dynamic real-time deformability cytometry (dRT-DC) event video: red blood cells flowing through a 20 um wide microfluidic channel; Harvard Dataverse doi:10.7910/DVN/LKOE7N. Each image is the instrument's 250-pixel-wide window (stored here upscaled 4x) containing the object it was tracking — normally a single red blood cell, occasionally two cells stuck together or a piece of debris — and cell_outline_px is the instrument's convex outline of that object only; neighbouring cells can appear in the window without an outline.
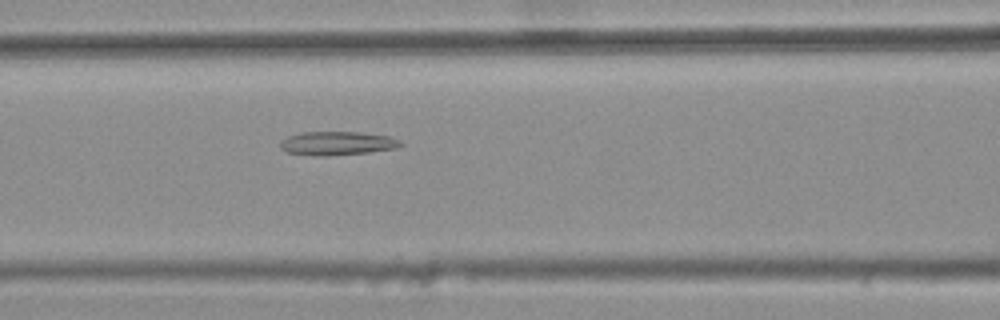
{"species": "common noctule bat (a hibernating species)", "species_latin": "Nyctalus noctula", "temperature_condition": "warm", "stored_images_in_passage": 32, "camera_frame_rate_fps": 3000, "um_per_image_px": 0.085, "animal": {"sex": "female", "body_mass_g": 25.1}, "frame": {"image": 1, "passage_image": 6, "time_ms": 1.667, "image_size_px": [1000, 320], "cell_outline_px": [[404, 144], [396, 148], [368, 152], [324, 156], [316, 156], [288, 152], [280, 148], [280, 140], [288, 136], [300, 132], [360, 132], [388, 136], [400, 140]], "centroid_in_image_um": [28.64, 12.17], "position_along_channel_um": 138.0, "area_um2": 16.59}}
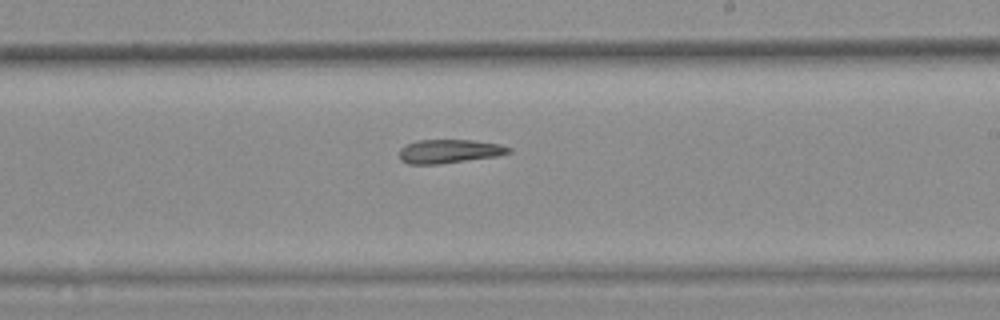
{"frame": {"image": 2, "passage_image": 15, "time_ms": 4.667, "image_size_px": [1000, 320], "cell_outline_px": [[512, 152], [496, 156], [440, 164], [408, 164], [400, 160], [400, 148], [404, 144], [416, 140], [476, 140], [500, 144], [512, 148]], "centroid_in_image_um": [38.17, 12.85], "position_along_channel_um": 250.8, "area_um2": 15.32}}
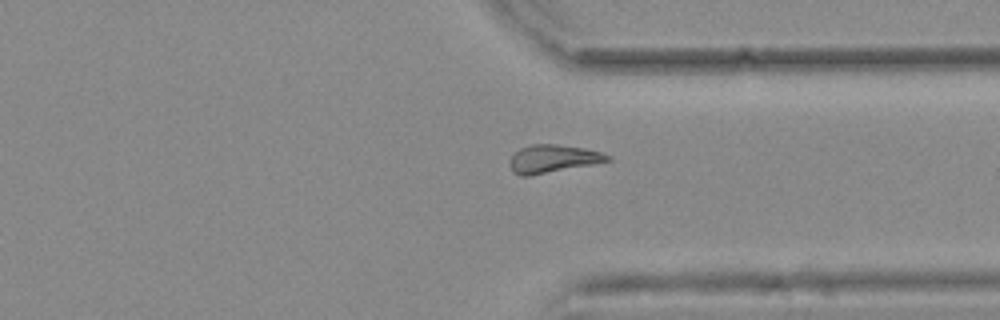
{"frame": {"image": 3, "passage_image": 24, "time_ms": 7.667, "image_size_px": [1000, 320], "cell_outline_px": [[612, 160], [592, 164], [528, 176], [520, 176], [512, 172], [508, 164], [508, 160], [520, 148], [532, 144], [556, 144], [584, 148], [600, 152], [612, 156]], "centroid_in_image_um": [46.96, 13.49], "position_along_channel_um": 364.4, "area_um2": 15.9}}